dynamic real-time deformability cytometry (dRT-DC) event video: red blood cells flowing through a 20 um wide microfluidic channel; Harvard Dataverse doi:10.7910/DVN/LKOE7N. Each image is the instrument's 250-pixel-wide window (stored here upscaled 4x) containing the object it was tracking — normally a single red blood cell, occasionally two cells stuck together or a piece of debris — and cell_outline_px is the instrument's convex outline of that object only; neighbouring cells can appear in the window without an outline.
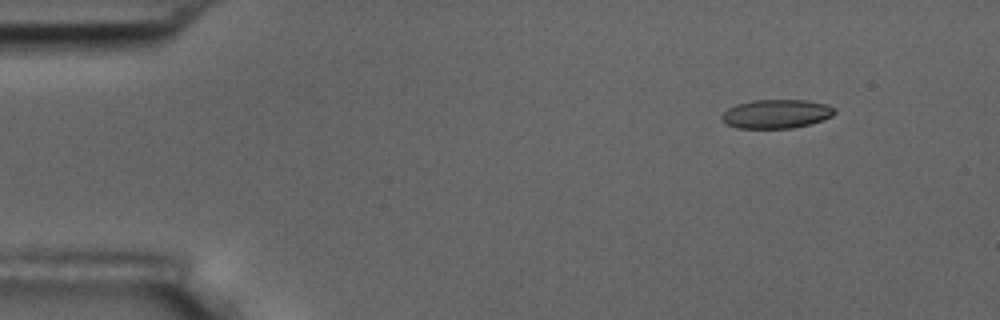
{"species": "common noctule bat (a hibernating species)", "species_latin": "Nyctalus noctula", "temperature_condition": "room temperature", "stored_images_in_passage": 5, "camera_frame_rate_fps": 3000, "um_per_image_px": 0.085, "animal": {"sex": "male", "body_mass_g": 17.5, "forearm_length_mm": 52.3}, "frame": {"image": 1, "passage_image": 2, "time_ms": 1.0, "image_size_px": [1000, 320], "cell_outline_px": [[836, 112], [832, 116], [808, 124], [792, 128], [736, 128], [720, 120], [720, 116], [728, 108], [736, 104], [752, 100], [808, 100], [828, 104], [836, 108]], "centroid_in_image_um": [65.98, 9.67], "position_along_channel_um": 19.0, "area_um2": 19.07}}
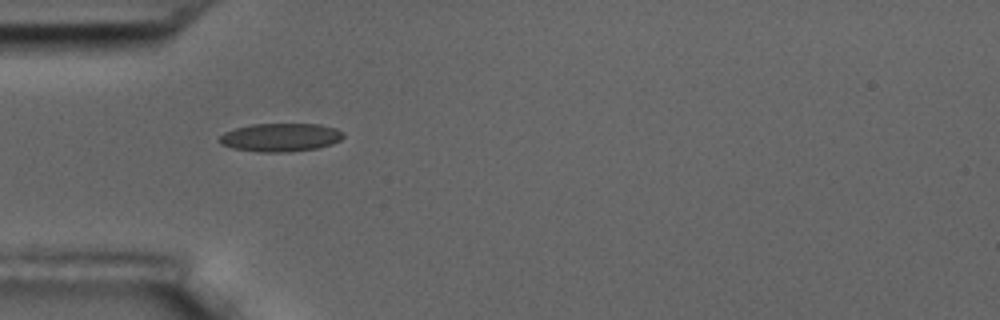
{"frame": {"image": 2, "passage_image": 5, "time_ms": 4.667, "image_size_px": [1000, 320], "cell_outline_px": [[344, 136], [340, 140], [332, 144], [316, 148], [288, 152], [260, 152], [232, 148], [220, 144], [216, 140], [224, 132], [236, 128], [252, 124], [320, 124], [336, 128], [344, 132]], "centroid_in_image_um": [23.83, 11.67], "position_along_channel_um": 61.2, "area_um2": 20.58}}